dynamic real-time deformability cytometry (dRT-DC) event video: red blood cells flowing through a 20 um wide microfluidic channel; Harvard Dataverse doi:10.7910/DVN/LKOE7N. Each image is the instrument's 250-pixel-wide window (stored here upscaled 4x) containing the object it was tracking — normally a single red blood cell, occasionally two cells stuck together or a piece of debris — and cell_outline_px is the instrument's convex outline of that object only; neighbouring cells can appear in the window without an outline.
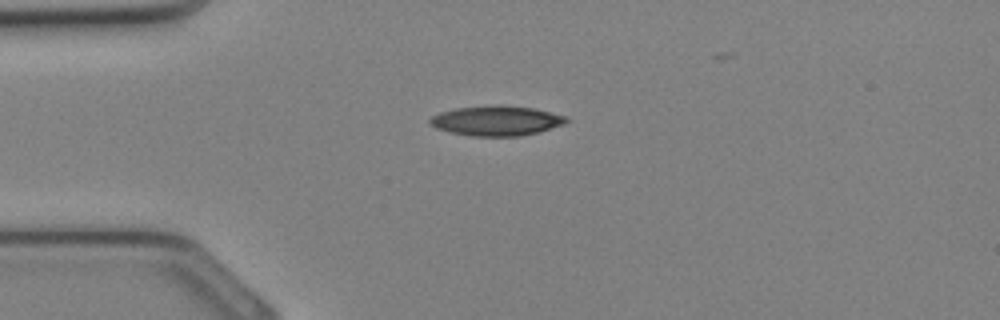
{"species": "Egyptian fruit bat (a non-hibernating species)", "species_latin": "Rousettus aegyptiacus", "temperature_condition": "cold", "stored_images_in_passage": 5, "camera_frame_rate_fps": 3000, "um_per_image_px": 0.085, "animal": {"sex": "female"}, "frame": {"image": 1, "passage_image": 1, "time_ms": 0.0, "image_size_px": [1000, 320], "cell_outline_px": [[572, 120], [564, 124], [536, 132], [520, 136], [472, 136], [452, 132], [436, 128], [428, 124], [428, 120], [432, 116], [440, 112], [456, 108], [496, 104], [532, 108], [568, 116]], "centroid_in_image_um": [42.2, 10.25], "position_along_channel_um": 42.8, "area_um2": 23.81}}
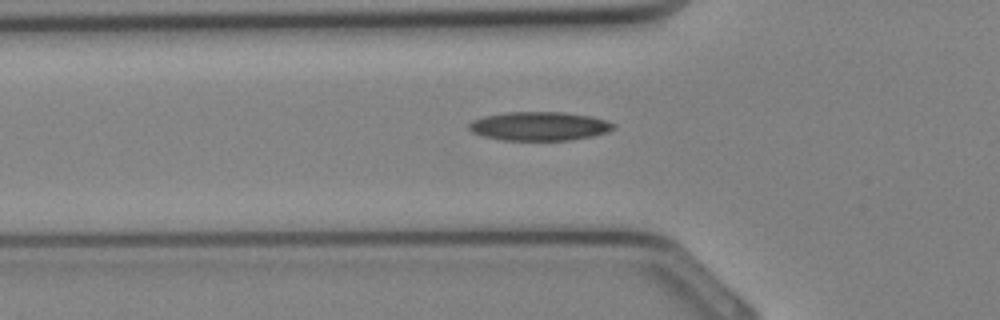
{"frame": {"image": 2, "passage_image": 4, "time_ms": 1.0, "image_size_px": [1000, 320], "cell_outline_px": [[616, 128], [608, 132], [592, 136], [572, 140], [500, 140], [484, 136], [472, 132], [468, 128], [468, 124], [472, 120], [484, 116], [504, 112], [564, 112], [592, 116], [608, 120], [616, 124]], "centroid_in_image_um": [45.88, 10.72], "position_along_channel_um": 79.9, "area_um2": 24.57}}